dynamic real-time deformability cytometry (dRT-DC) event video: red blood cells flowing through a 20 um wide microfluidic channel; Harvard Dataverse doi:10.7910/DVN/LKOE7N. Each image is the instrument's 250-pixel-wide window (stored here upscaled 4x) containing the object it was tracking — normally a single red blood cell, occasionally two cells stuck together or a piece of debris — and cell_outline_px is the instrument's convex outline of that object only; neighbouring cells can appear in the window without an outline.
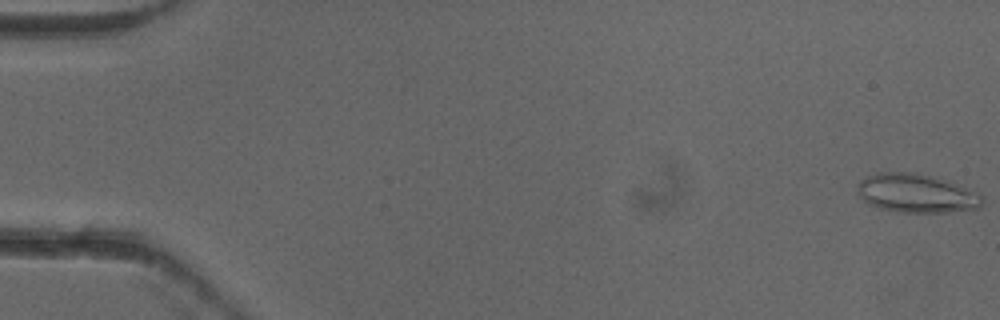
{"species": "common noctule bat (a hibernating species)", "species_latin": "Nyctalus noctula", "temperature_condition": "cold", "stored_images_in_passage": 53, "camera_frame_rate_fps": 3000, "um_per_image_px": 0.085, "animal": {"sex": "female"}, "frame": {"image": 1, "passage_image": 1, "time_ms": 0.0, "image_size_px": [1000, 320], "cell_outline_px": [[984, 200], [980, 208], [948, 212], [896, 212], [880, 208], [868, 204], [860, 196], [856, 184], [860, 180], [876, 172], [912, 172], [944, 180], [964, 188], [980, 196]], "centroid_in_image_um": [77.82, 16.44], "position_along_channel_um": 7.2, "area_um2": 27.74}}
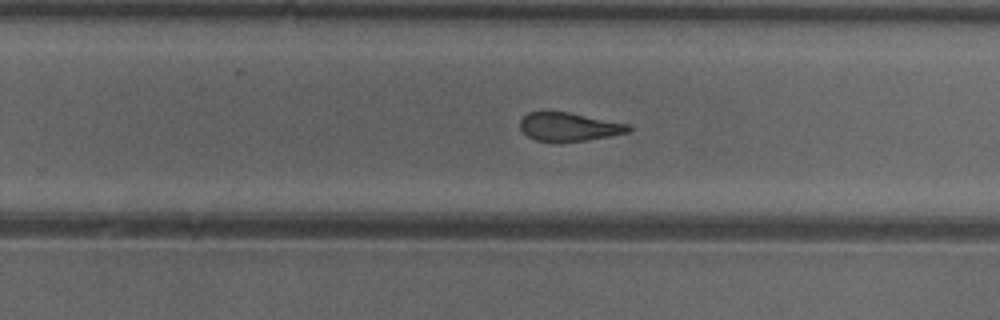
{"frame": {"image": 2, "passage_image": 34, "time_ms": 11.0, "image_size_px": [1000, 320], "cell_outline_px": [[632, 128], [628, 132], [588, 140], [560, 144], [536, 140], [528, 136], [520, 128], [520, 120], [528, 112], [568, 112], [628, 124]], "centroid_in_image_um": [48.33, 10.81], "position_along_channel_um": 281.5, "area_um2": 18.15}}
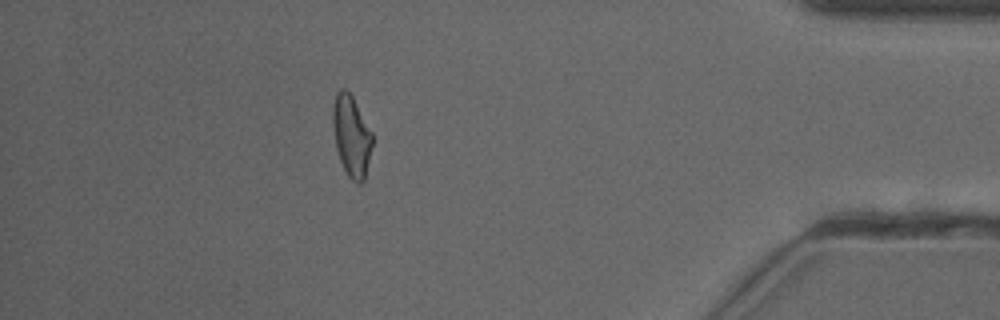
{"frame": {"image": 3, "passage_image": 47, "time_ms": 15.333, "image_size_px": [1000, 320], "cell_outline_px": [[372, 144], [364, 180], [360, 184], [356, 184], [348, 176], [340, 160], [336, 148], [332, 124], [332, 108], [336, 92], [340, 88], [344, 88], [352, 96], [372, 132]], "centroid_in_image_um": [29.85, 11.54], "position_along_channel_um": 405.3, "area_um2": 18.61}, "authors_computed_cell_mechanics": {"area_um2": 19.7098, "velocity_mm_per_s": 3.9346, "shape_relaxation_time_tau1_ms": 9.5456, "shape_relaxation_time_tau2_ms": 1.6106, "deformation_change_tau1": 0.2304, "deformation_change_tau2": 0.1002}}